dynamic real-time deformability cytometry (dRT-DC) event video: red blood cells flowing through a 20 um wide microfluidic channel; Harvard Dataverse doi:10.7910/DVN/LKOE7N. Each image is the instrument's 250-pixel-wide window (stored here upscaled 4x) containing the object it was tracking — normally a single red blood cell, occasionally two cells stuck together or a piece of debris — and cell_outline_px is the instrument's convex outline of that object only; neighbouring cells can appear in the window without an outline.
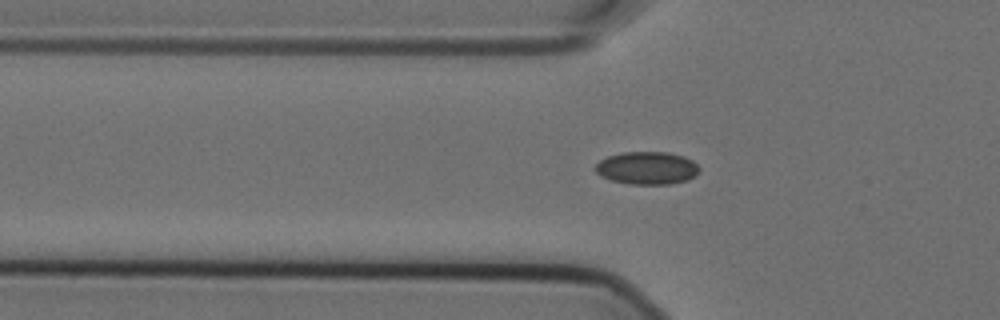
{"species": "Egyptian fruit bat (a non-hibernating species)", "species_latin": "Rousettus aegyptiacus", "temperature_condition": "cold", "stored_images_in_passage": 58, "camera_frame_rate_fps": 3000, "um_per_image_px": 0.085, "animal": {"sex": "female"}, "frame": {"image": 1, "passage_image": 19, "time_ms": 6.0, "image_size_px": [1000, 320], "cell_outline_px": [[700, 168], [688, 180], [668, 184], [628, 184], [608, 180], [600, 176], [592, 168], [600, 160], [608, 156], [624, 152], [668, 152], [684, 156], [692, 160]], "centroid_in_image_um": [54.94, 14.28], "position_along_channel_um": 70.9, "area_um2": 19.94}}
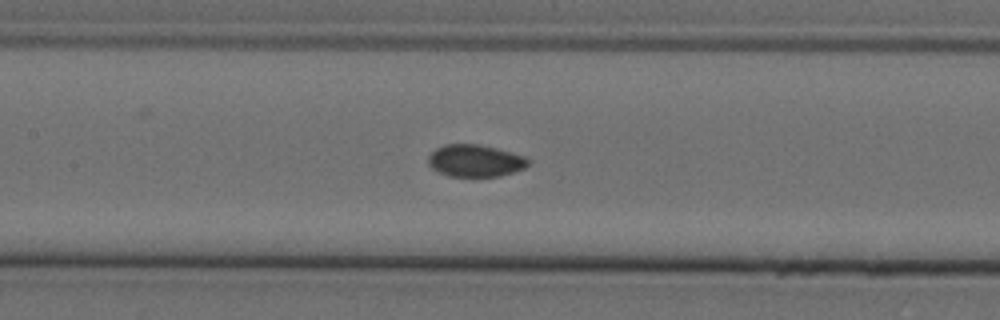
{"frame": {"image": 2, "passage_image": 27, "time_ms": 8.667, "image_size_px": [1000, 320], "cell_outline_px": [[532, 160], [524, 168], [500, 176], [448, 176], [432, 168], [428, 164], [428, 156], [436, 148], [444, 144], [476, 144], [496, 148], [524, 156]], "centroid_in_image_um": [40.38, 13.66], "position_along_channel_um": 167.0, "area_um2": 18.61}}
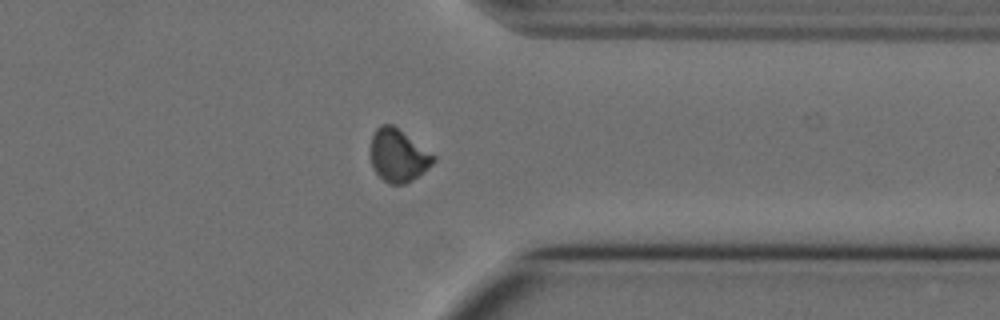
{"frame": {"image": 3, "passage_image": 45, "time_ms": 14.667, "image_size_px": [1000, 320], "cell_outline_px": [[436, 160], [432, 164], [412, 180], [404, 184], [388, 184], [372, 168], [372, 136], [376, 128], [380, 124], [392, 124], [436, 156]], "centroid_in_image_um": [33.85, 13.21], "position_along_channel_um": 377.6, "area_um2": 18.96}, "authors_computed_cell_mechanics": {"area_um2": 18.9873, "velocity_mm_per_s": 3.5722, "shape_relaxation_time_tau1_ms": null, "shape_relaxation_time_tau2_ms": 1.3844, "deformation_change_tau1": null, "deformation_change_tau2": 0.0301}}